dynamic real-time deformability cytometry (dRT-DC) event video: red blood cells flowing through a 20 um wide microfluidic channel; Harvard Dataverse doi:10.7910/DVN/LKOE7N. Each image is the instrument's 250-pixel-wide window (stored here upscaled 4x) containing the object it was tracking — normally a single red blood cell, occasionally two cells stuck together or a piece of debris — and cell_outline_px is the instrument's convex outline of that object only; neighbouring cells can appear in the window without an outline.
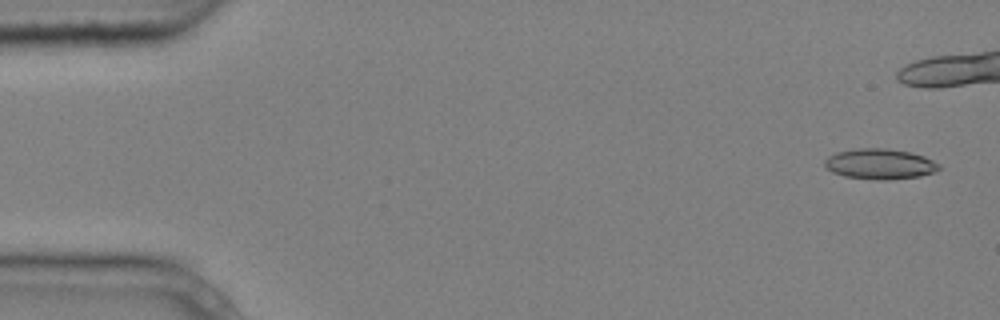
{"species": "common noctule bat (a hibernating species)", "species_latin": "Nyctalus noctula", "temperature_condition": "cold", "stored_images_in_passage": 6, "camera_frame_rate_fps": 3000, "um_per_image_px": 0.085, "animal": {"sex": "male", "body_mass_g": 20.4}, "frame": {"image": 1, "passage_image": 1, "time_ms": 0.0, "image_size_px": [1000, 320], "cell_outline_px": [[940, 168], [932, 172], [920, 176], [884, 180], [876, 180], [844, 176], [832, 172], [824, 164], [824, 160], [828, 156], [836, 152], [856, 148], [888, 148], [908, 152], [924, 156], [940, 164]], "centroid_in_image_um": [74.76, 13.93], "position_along_channel_um": 10.2, "area_um2": 20.23}}